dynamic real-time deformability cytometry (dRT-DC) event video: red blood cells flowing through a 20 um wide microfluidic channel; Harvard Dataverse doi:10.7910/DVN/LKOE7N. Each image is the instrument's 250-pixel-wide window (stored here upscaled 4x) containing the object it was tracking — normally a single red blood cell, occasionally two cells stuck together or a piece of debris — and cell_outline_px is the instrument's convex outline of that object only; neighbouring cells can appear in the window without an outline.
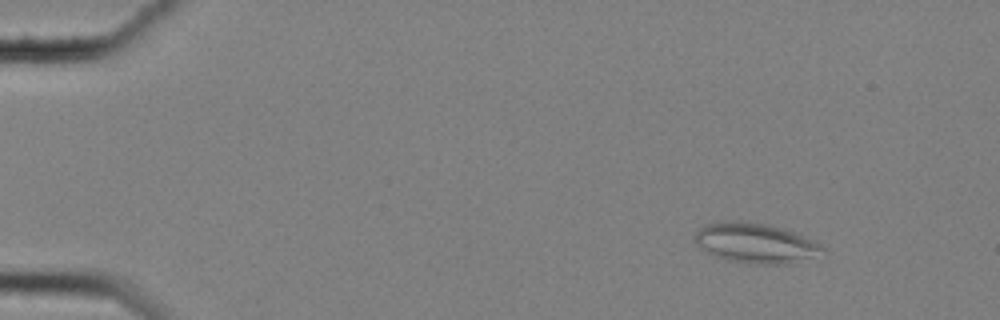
{"species": "common noctule bat (a hibernating species)", "species_latin": "Nyctalus noctula", "temperature_condition": "cold", "stored_images_in_passage": 46, "camera_frame_rate_fps": 3000, "um_per_image_px": 0.085, "animal": {"sex": "female", "body_mass_g": 25.1}, "frame": {"image": 1, "passage_image": 1, "time_ms": 0.0, "image_size_px": [1000, 320], "cell_outline_px": [[828, 252], [788, 264], [756, 264], [728, 260], [716, 256], [700, 248], [696, 244], [696, 232], [700, 228], [708, 224], [732, 220], [740, 220], [764, 224], [784, 228], [796, 232], [816, 240]], "centroid_in_image_um": [64.29, 20.66], "position_along_channel_um": 20.7, "area_um2": 29.77}}
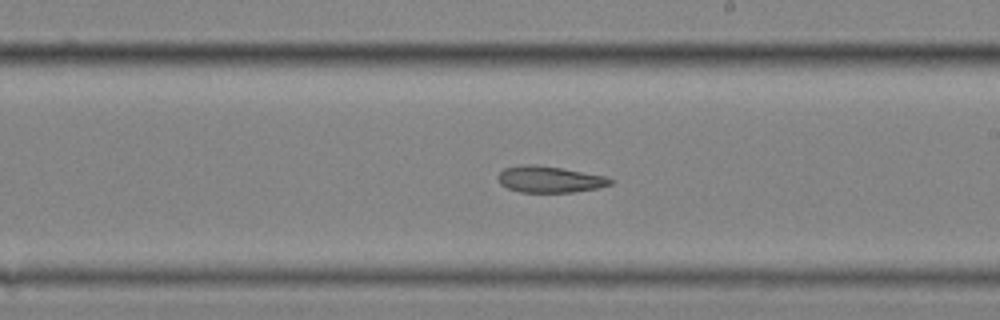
{"frame": {"image": 2, "passage_image": 29, "time_ms": 9.333, "image_size_px": [1000, 320], "cell_outline_px": [[616, 180], [612, 184], [596, 188], [572, 192], [520, 192], [508, 188], [500, 184], [496, 176], [504, 168], [520, 164], [536, 164], [608, 176]], "centroid_in_image_um": [46.72, 15.23], "position_along_channel_um": 242.3, "area_um2": 17.46}}
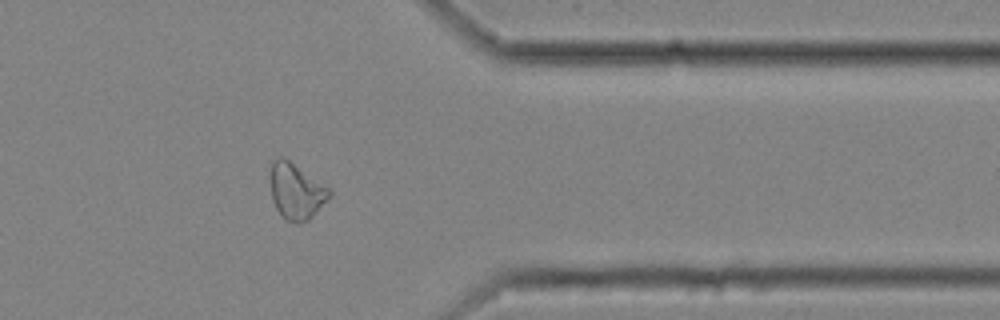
{"frame": {"image": 3, "passage_image": 42, "time_ms": 13.667, "image_size_px": [1000, 320], "cell_outline_px": [[332, 196], [308, 220], [296, 224], [284, 220], [276, 208], [272, 200], [272, 160], [276, 156], [284, 156], [328, 188], [332, 192]], "centroid_in_image_um": [25.18, 16.27], "position_along_channel_um": 386.2, "area_um2": 19.07}, "authors_computed_cell_mechanics": {"area_um2": 18.9295, "velocity_mm_per_s": 3.5132, "shape_relaxation_time_tau1_ms": null, "shape_relaxation_time_tau2_ms": 10.0204, "deformation_change_tau1": null, "deformation_change_tau2": 0.1937}}